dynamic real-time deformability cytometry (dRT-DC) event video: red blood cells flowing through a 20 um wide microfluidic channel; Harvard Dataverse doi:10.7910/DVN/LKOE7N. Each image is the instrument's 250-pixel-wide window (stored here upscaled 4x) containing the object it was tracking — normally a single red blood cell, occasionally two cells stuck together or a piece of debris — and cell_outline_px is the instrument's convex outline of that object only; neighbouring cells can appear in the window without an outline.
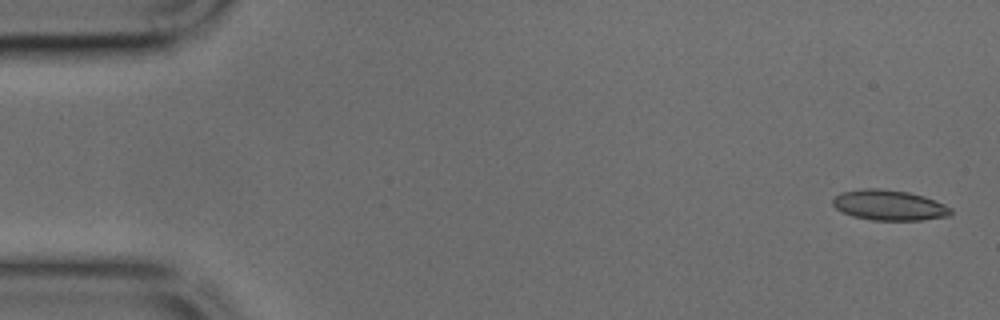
{"species": "common noctule bat (a hibernating species)", "species_latin": "Nyctalus noctula", "temperature_condition": "cold", "stored_images_in_passage": 45, "camera_frame_rate_fps": 3000, "um_per_image_px": 0.085, "animal": {"sex": "male", "body_mass_g": 17.9, "forearm_length_mm": 54.2}, "frame": {"image": 1, "passage_image": 2, "time_ms": 0.333, "image_size_px": [1000, 320], "cell_outline_px": [[952, 216], [920, 220], [872, 220], [852, 216], [836, 208], [832, 204], [832, 200], [840, 192], [864, 188], [880, 188], [908, 192], [924, 196], [944, 204], [952, 208]], "centroid_in_image_um": [75.59, 17.44], "position_along_channel_um": 9.4, "area_um2": 20.98}}
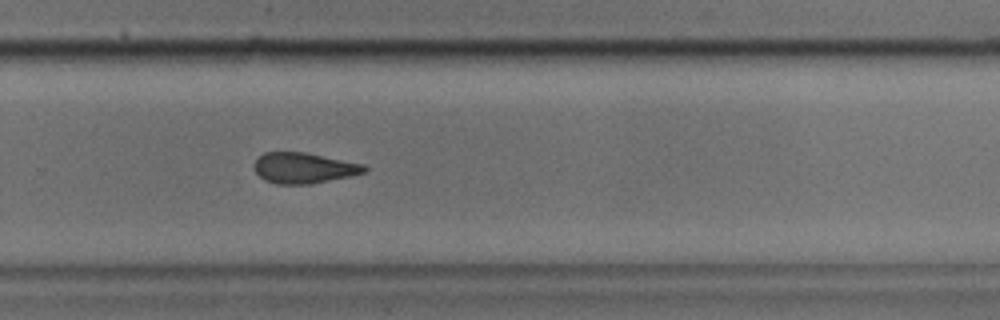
{"frame": {"image": 2, "passage_image": 30, "time_ms": 9.667, "image_size_px": [1000, 320], "cell_outline_px": [[368, 168], [364, 172], [348, 176], [308, 184], [276, 184], [264, 180], [256, 172], [256, 160], [264, 152], [304, 152], [364, 164]], "centroid_in_image_um": [25.81, 14.27], "position_along_channel_um": 304.0, "area_um2": 19.31}}
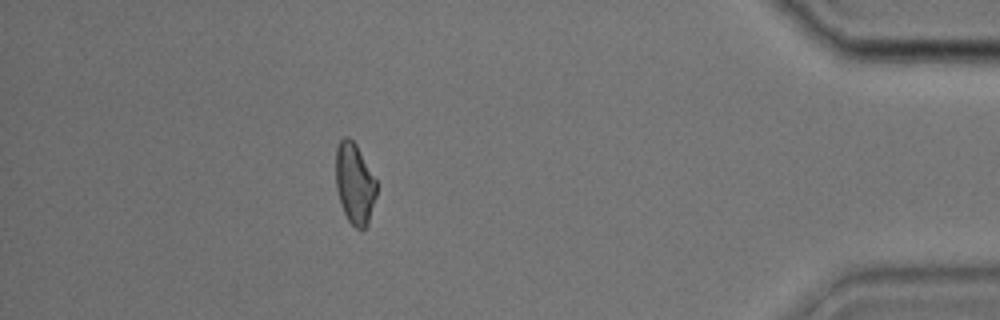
{"frame": {"image": 3, "passage_image": 40, "time_ms": 13.0, "image_size_px": [1000, 320], "cell_outline_px": [[376, 196], [368, 224], [360, 232], [348, 220], [344, 212], [336, 188], [336, 148], [340, 140], [344, 136], [348, 136], [356, 144], [376, 180]], "centroid_in_image_um": [30.14, 15.61], "position_along_channel_um": 405.1, "area_um2": 19.13}}